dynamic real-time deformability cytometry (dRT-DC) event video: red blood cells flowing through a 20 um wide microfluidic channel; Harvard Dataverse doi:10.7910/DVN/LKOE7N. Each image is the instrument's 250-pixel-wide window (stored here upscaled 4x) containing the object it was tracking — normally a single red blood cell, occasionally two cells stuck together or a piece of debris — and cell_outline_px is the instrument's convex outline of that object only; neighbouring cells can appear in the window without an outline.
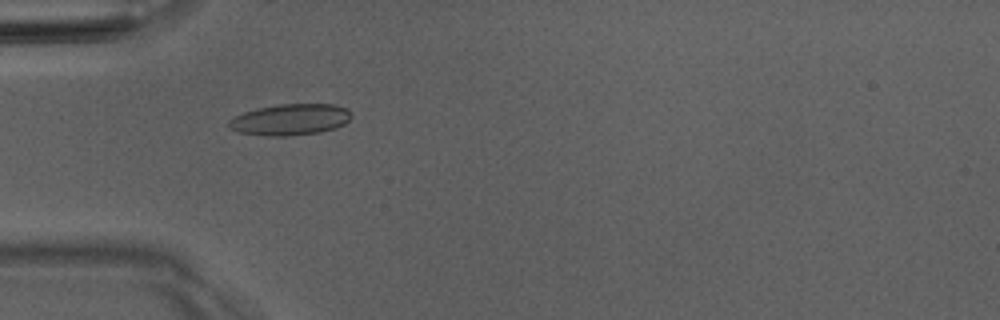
{"species": "Egyptian fruit bat (a non-hibernating species)", "species_latin": "Rousettus aegyptiacus", "temperature_condition": "room temperature", "stored_images_in_passage": 41, "camera_frame_rate_fps": 3000, "um_per_image_px": 0.085, "animal": {"sex": "male"}, "frame": {"image": 1, "passage_image": 6, "time_ms": 1.667, "image_size_px": [1000, 320], "cell_outline_px": [[352, 116], [344, 124], [336, 128], [320, 132], [288, 136], [272, 136], [240, 132], [228, 128], [228, 120], [244, 112], [256, 108], [280, 104], [332, 104], [344, 108]], "centroid_in_image_um": [24.65, 10.16], "position_along_channel_um": 60.4, "area_um2": 22.14}}
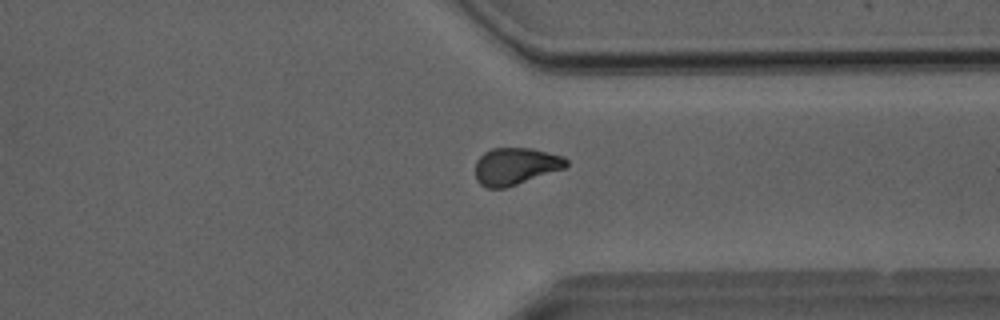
{"frame": {"image": 2, "passage_image": 29, "time_ms": 9.333, "image_size_px": [1000, 320], "cell_outline_px": [[568, 164], [564, 168], [504, 188], [484, 188], [476, 180], [476, 160], [484, 152], [492, 148], [532, 148], [564, 156], [568, 160]], "centroid_in_image_um": [43.8, 14.12], "position_along_channel_um": 367.6, "area_um2": 19.59}}
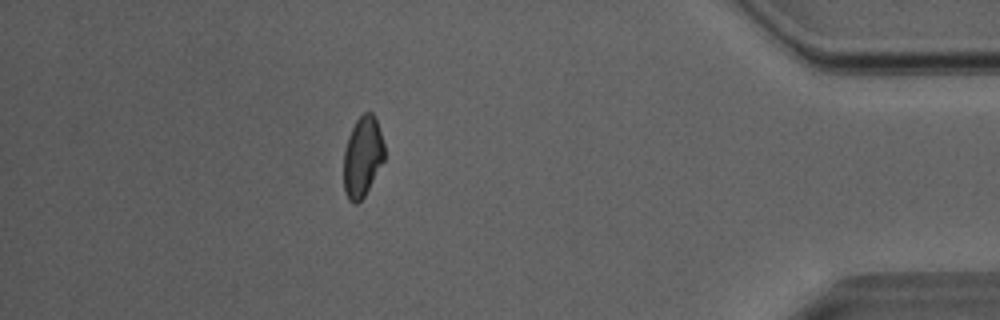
{"frame": {"image": 3, "passage_image": 35, "time_ms": 11.333, "image_size_px": [1000, 320], "cell_outline_px": [[384, 160], [364, 196], [356, 204], [352, 204], [348, 200], [344, 192], [344, 148], [348, 136], [356, 120], [364, 112], [372, 112], [376, 120], [384, 144]], "centroid_in_image_um": [30.79, 13.33], "position_along_channel_um": 404.4, "area_um2": 19.02}, "authors_computed_cell_mechanics": {"area_um2": 19.8832, "velocity_mm_per_s": 4.056, "shape_relaxation_time_tau1_ms": null, "shape_relaxation_time_tau2_ms": 3.514, "deformation_change_tau1": null, "deformation_change_tau2": 0.0898}}